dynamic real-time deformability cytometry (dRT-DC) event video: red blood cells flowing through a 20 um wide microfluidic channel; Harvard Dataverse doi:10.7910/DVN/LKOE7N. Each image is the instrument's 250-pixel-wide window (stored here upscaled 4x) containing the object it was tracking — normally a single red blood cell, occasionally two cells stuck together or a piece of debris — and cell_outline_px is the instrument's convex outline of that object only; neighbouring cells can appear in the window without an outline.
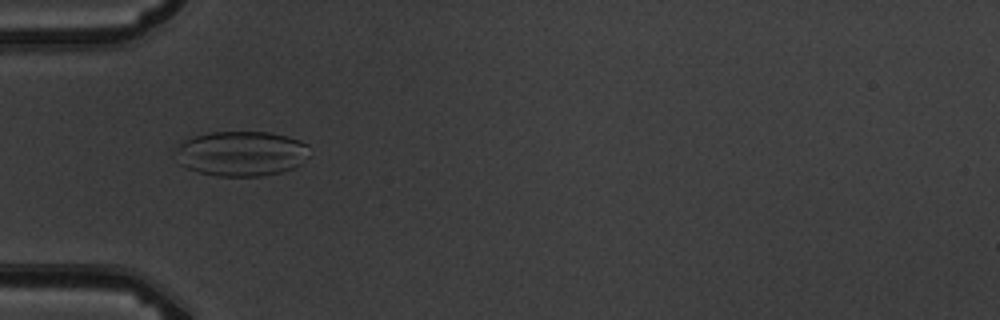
{"species": "common noctule bat (a hibernating species)", "species_latin": "Nyctalus noctula", "temperature_condition": "warm", "stored_images_in_passage": 4, "camera_frame_rate_fps": 3000, "um_per_image_px": 0.085, "animal": {"sex": "male", "body_mass_g": 19.5, "forearm_length_mm": 54.6}, "frame": {"image": 1, "passage_image": 2, "time_ms": 1.333, "image_size_px": [1000, 320], "cell_outline_px": [[308, 156], [300, 164], [292, 168], [280, 172], [260, 176], [216, 176], [184, 168], [180, 164], [172, 152], [172, 148], [184, 140], [192, 136], [208, 132], [268, 132], [288, 136], [300, 140], [308, 144]], "centroid_in_image_um": [20.44, 13.04], "position_along_channel_um": 64.6, "area_um2": 35.66}}
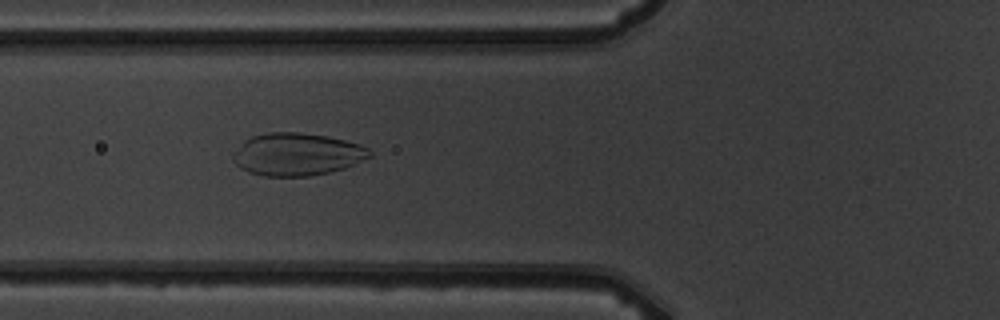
{"frame": {"image": 2, "passage_image": 3, "time_ms": 2.333, "image_size_px": [1000, 320], "cell_outline_px": [[372, 156], [344, 168], [328, 172], [308, 176], [264, 176], [248, 172], [240, 168], [232, 160], [232, 152], [244, 140], [252, 136], [268, 132], [300, 132], [328, 136], [360, 144], [368, 148], [372, 152]], "centroid_in_image_um": [25.21, 13.11], "position_along_channel_um": 100.6, "area_um2": 34.04}}